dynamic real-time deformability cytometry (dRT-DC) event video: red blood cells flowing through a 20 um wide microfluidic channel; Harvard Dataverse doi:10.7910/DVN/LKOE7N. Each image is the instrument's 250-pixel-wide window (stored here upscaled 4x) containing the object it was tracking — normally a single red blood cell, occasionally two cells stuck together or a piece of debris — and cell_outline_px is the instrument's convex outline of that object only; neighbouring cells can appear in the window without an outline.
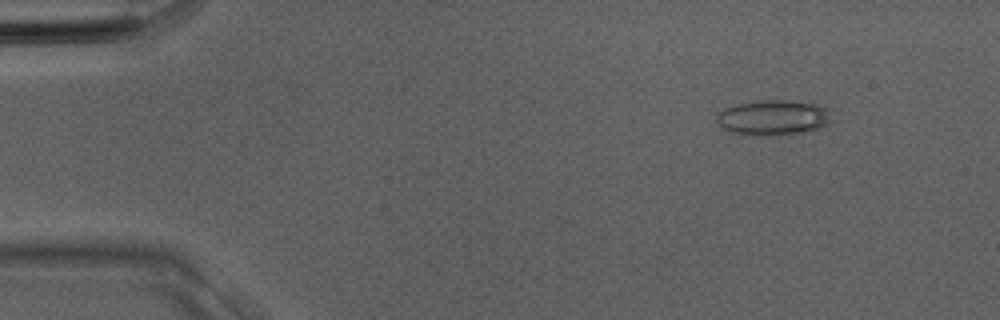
{"species": "Egyptian fruit bat (a non-hibernating species)", "species_latin": "Rousettus aegyptiacus", "temperature_condition": "room temperature", "stored_images_in_passage": 2, "camera_frame_rate_fps": 3000, "um_per_image_px": 0.085, "animal": {"sex": "male"}, "frame": {"image": 1, "passage_image": 2, "time_ms": 0.333, "image_size_px": [1000, 320], "cell_outline_px": [[832, 120], [828, 124], [820, 128], [780, 136], [752, 136], [732, 132], [724, 128], [716, 120], [716, 112], [724, 108], [736, 104], [760, 100], [784, 100], [820, 104], [828, 108]], "centroid_in_image_um": [65.72, 10.0], "position_along_channel_um": 19.3, "area_um2": 23.99}}